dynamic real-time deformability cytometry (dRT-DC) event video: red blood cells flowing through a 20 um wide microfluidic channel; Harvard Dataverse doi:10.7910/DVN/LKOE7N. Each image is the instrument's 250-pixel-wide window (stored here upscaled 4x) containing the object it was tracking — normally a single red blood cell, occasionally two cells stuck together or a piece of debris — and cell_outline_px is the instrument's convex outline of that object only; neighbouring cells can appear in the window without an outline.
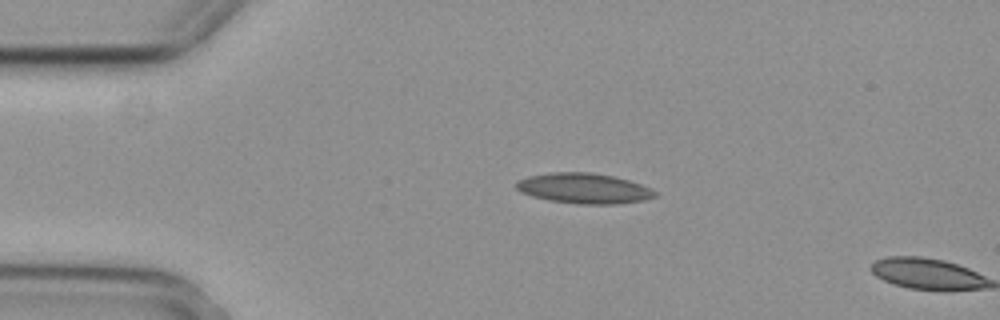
{"species": "common noctule bat (a hibernating species)", "species_latin": "Nyctalus noctula", "temperature_condition": "cold", "stored_images_in_passage": 2, "camera_frame_rate_fps": 3000, "um_per_image_px": 0.085, "animal": {"sex": "female", "body_mass_g": 29.2, "forearm_length_mm": 56.3}, "frame": {"image": 1, "passage_image": 1, "time_ms": 0.0, "image_size_px": [1000, 320], "cell_outline_px": [[656, 196], [644, 200], [620, 204], [576, 204], [548, 200], [532, 196], [520, 192], [516, 188], [516, 180], [528, 176], [552, 172], [592, 172], [612, 176], [628, 180], [640, 184], [656, 192]], "centroid_in_image_um": [49.59, 16.01], "position_along_channel_um": 35.4, "area_um2": 24.57}}